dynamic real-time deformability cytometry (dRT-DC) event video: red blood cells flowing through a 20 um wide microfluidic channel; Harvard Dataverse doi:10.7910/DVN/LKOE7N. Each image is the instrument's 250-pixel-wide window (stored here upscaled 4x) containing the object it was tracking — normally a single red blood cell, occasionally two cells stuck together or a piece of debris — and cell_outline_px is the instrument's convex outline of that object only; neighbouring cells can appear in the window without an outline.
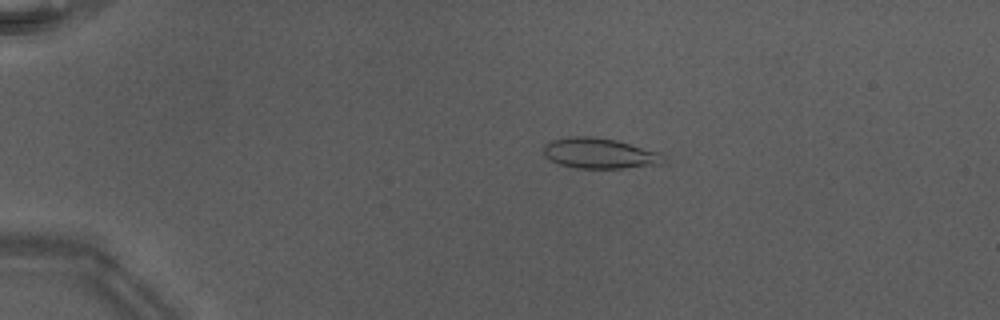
{"species": "Egyptian fruit bat (a non-hibernating species)", "species_latin": "Rousettus aegyptiacus", "temperature_condition": "warm", "stored_images_in_passage": 36, "camera_frame_rate_fps": 3000, "um_per_image_px": 0.085, "animal": {"sex": "male"}, "frame": {"image": 1, "passage_image": 11, "time_ms": 3.333, "image_size_px": [1000, 320], "cell_outline_px": [[664, 160], [660, 164], [624, 168], [572, 168], [548, 160], [544, 156], [544, 144], [552, 140], [568, 136], [596, 136], [616, 140], [660, 152], [664, 156]], "centroid_in_image_um": [50.92, 13.02], "position_along_channel_um": 34.1, "area_um2": 21.5}}
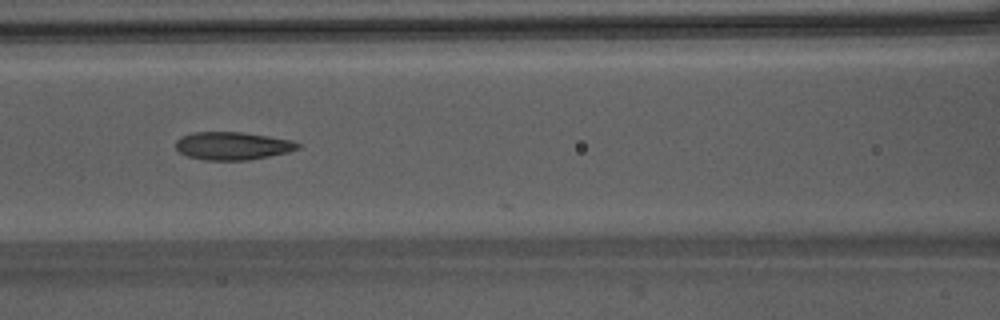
{"frame": {"image": 2, "passage_image": 24, "time_ms": 7.667, "image_size_px": [1000, 320], "cell_outline_px": [[300, 148], [288, 152], [248, 160], [204, 160], [188, 156], [180, 152], [176, 148], [176, 140], [180, 136], [192, 132], [240, 132], [268, 136], [292, 140], [300, 144]], "centroid_in_image_um": [19.75, 12.39], "position_along_channel_um": 146.9, "area_um2": 19.83}}
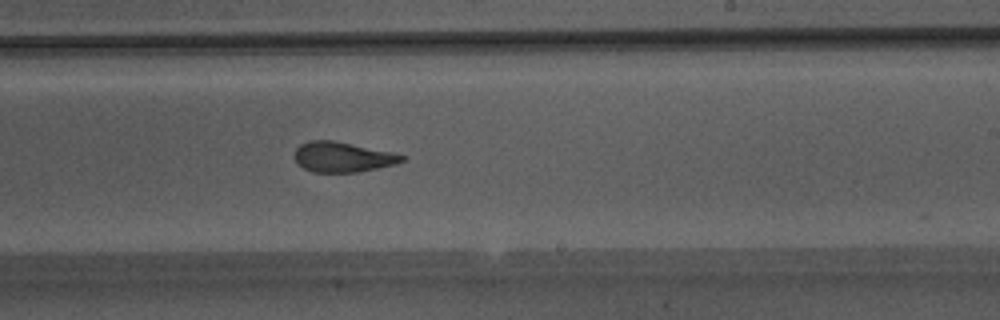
{"frame": {"image": 3, "passage_image": 32, "time_ms": 10.333, "image_size_px": [1000, 320], "cell_outline_px": [[404, 160], [396, 164], [356, 172], [312, 172], [304, 168], [296, 160], [296, 148], [300, 144], [308, 140], [332, 140], [392, 152], [404, 156]], "centroid_in_image_um": [29.11, 13.34], "position_along_channel_um": 259.9, "area_um2": 18.55}}